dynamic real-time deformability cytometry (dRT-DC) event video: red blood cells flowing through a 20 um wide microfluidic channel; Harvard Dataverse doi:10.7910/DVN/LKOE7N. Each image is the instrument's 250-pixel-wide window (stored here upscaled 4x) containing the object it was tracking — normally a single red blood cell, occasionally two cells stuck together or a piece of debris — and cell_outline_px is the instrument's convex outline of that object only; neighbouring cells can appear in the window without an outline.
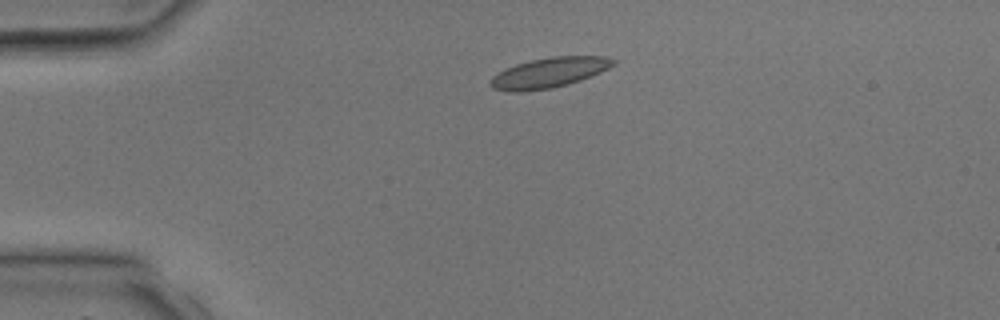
{"species": "common noctule bat (a hibernating species)", "species_latin": "Nyctalus noctula", "temperature_condition": "room temperature", "stored_images_in_passage": 2, "camera_frame_rate_fps": 3000, "um_per_image_px": 0.085, "animal": {"sex": "male", "body_mass_g": 17.9, "forearm_length_mm": 54.2}, "frame": {"image": 1, "passage_image": 1, "time_ms": 0.0, "image_size_px": [1000, 320], "cell_outline_px": [[616, 64], [600, 72], [580, 80], [568, 84], [552, 88], [520, 92], [508, 92], [492, 88], [488, 84], [488, 80], [492, 76], [504, 68], [516, 64], [532, 60], [552, 56], [608, 56], [616, 60]], "centroid_in_image_um": [46.63, 6.18], "position_along_channel_um": 38.4, "area_um2": 21.79}}